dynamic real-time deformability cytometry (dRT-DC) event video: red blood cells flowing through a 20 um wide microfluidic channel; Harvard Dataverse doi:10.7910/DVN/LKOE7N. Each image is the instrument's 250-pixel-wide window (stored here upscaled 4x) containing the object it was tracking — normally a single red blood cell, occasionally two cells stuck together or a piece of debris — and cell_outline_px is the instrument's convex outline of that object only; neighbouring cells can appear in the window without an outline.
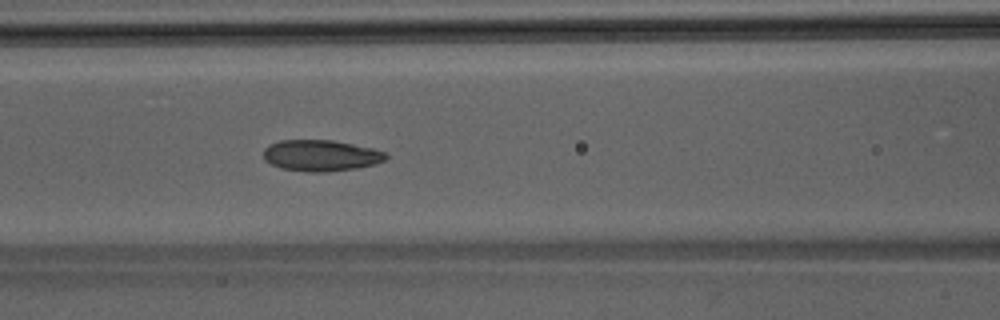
{"species": "Egyptian fruit bat (a non-hibernating species)", "species_latin": "Rousettus aegyptiacus", "temperature_condition": "room temperature", "stored_images_in_passage": 47, "camera_frame_rate_fps": 3000, "um_per_image_px": 0.085, "animal": {"sex": "male"}, "frame": {"image": 1, "passage_image": 20, "time_ms": 6.333, "image_size_px": [1000, 320], "cell_outline_px": [[388, 156], [384, 160], [372, 164], [356, 168], [324, 172], [308, 172], [280, 168], [264, 160], [264, 148], [268, 144], [280, 140], [332, 140], [372, 148], [388, 152]], "centroid_in_image_um": [27.25, 13.21], "position_along_channel_um": 139.4, "area_um2": 22.25}}
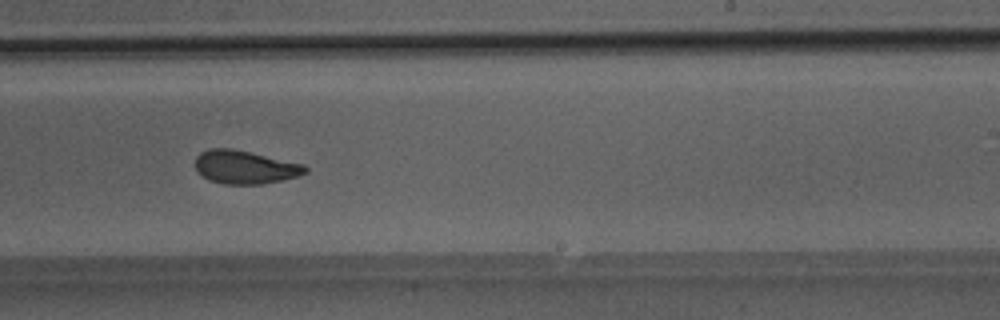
{"frame": {"image": 2, "passage_image": 29, "time_ms": 9.333, "image_size_px": [1000, 320], "cell_outline_px": [[308, 172], [284, 180], [260, 184], [224, 184], [208, 180], [196, 172], [196, 156], [200, 152], [208, 148], [232, 148], [304, 164], [308, 168]], "centroid_in_image_um": [20.8, 14.2], "position_along_channel_um": 268.2, "area_um2": 21.5}}
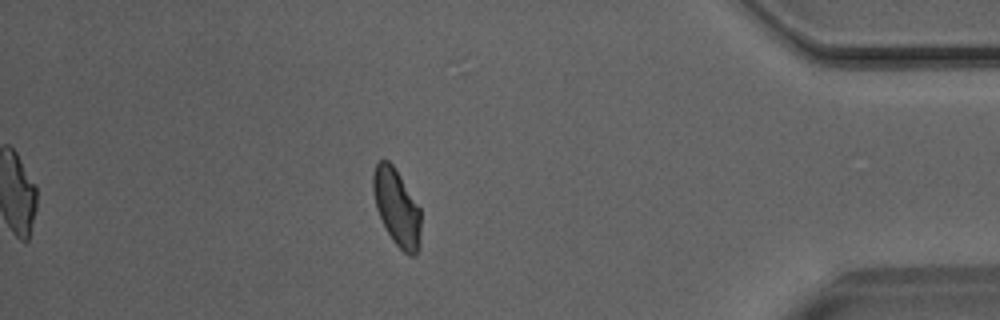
{"frame": {"image": 3, "passage_image": 41, "time_ms": 13.333, "image_size_px": [1000, 320], "cell_outline_px": [[420, 248], [416, 256], [408, 256], [392, 240], [376, 208], [372, 188], [372, 176], [376, 164], [380, 160], [388, 160], [392, 164], [400, 176], [420, 208]], "centroid_in_image_um": [33.73, 17.66], "position_along_channel_um": 401.5, "area_um2": 21.27}}